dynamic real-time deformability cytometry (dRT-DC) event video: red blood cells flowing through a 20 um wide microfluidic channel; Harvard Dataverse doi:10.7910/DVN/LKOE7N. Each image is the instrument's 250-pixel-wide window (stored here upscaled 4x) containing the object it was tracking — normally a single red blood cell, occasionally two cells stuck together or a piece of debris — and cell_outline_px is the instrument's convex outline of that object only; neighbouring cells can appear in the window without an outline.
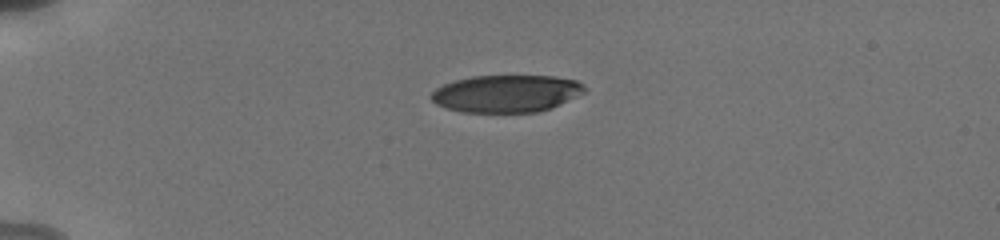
{"species": "human", "species_latin": "Homo sapiens", "temperature_condition": "cold", "stored_images_in_passage": 4, "camera_frame_rate_fps": 3000, "um_per_image_px": 0.085, "donor": {"sex": "male"}, "frame": {"image": 1, "passage_image": 1, "time_ms": 0.0, "image_size_px": [1000, 240], "cell_outline_px": [[584, 92], [552, 108], [536, 112], [460, 112], [436, 104], [428, 96], [436, 88], [452, 80], [472, 76], [552, 76], [576, 80], [584, 84]], "centroid_in_image_um": [43.0, 7.95], "position_along_channel_um": 42.0, "area_um2": 33.35}}
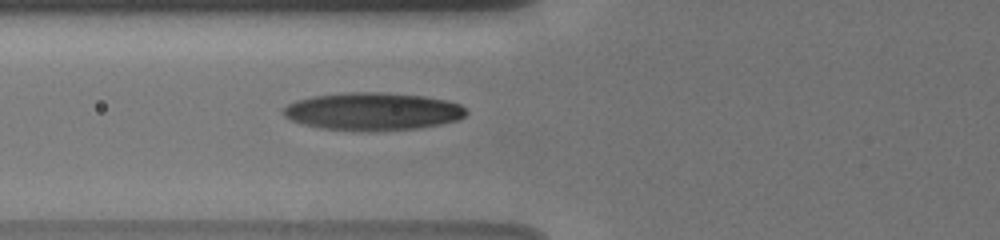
{"frame": {"image": 2, "passage_image": 4, "time_ms": 2.667, "image_size_px": [1000, 240], "cell_outline_px": [[468, 112], [464, 116], [456, 120], [440, 124], [420, 128], [352, 132], [320, 128], [304, 124], [292, 120], [284, 116], [284, 108], [288, 104], [296, 100], [316, 96], [348, 92], [380, 92], [424, 96], [444, 100], [460, 104]], "centroid_in_image_um": [31.67, 9.48], "position_along_channel_um": 94.1, "area_um2": 40.11}}